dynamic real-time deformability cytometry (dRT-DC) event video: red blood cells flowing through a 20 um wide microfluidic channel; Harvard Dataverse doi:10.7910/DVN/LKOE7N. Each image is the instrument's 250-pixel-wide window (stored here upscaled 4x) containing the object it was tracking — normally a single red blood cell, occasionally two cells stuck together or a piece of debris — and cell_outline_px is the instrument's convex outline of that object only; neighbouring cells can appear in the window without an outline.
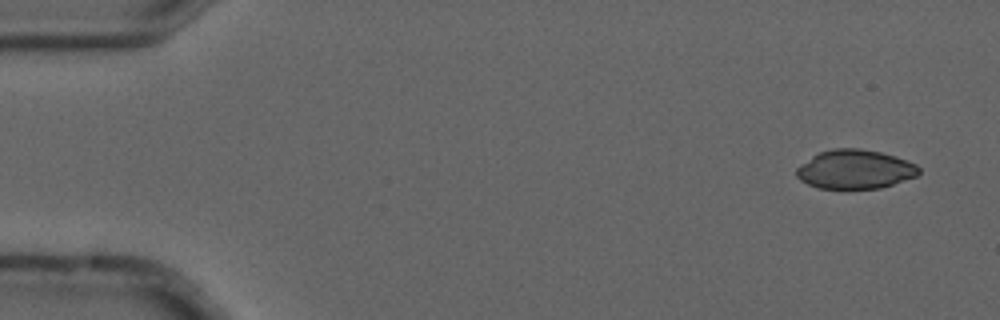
{"species": "common noctule bat (a hibernating species)", "species_latin": "Nyctalus noctula", "temperature_condition": "cold", "stored_images_in_passage": 4, "camera_frame_rate_fps": 3000, "um_per_image_px": 0.085, "animal": {"sex": "male", "forearm_length_mm": 52.5}, "frame": {"image": 1, "passage_image": 1, "time_ms": 0.0, "image_size_px": [1000, 320], "cell_outline_px": [[920, 172], [916, 176], [880, 188], [820, 188], [808, 184], [800, 180], [796, 176], [796, 168], [812, 156], [820, 152], [832, 148], [860, 148], [880, 152], [896, 156], [916, 164], [920, 168]], "centroid_in_image_um": [72.67, 14.38], "position_along_channel_um": 12.3, "area_um2": 27.69}}